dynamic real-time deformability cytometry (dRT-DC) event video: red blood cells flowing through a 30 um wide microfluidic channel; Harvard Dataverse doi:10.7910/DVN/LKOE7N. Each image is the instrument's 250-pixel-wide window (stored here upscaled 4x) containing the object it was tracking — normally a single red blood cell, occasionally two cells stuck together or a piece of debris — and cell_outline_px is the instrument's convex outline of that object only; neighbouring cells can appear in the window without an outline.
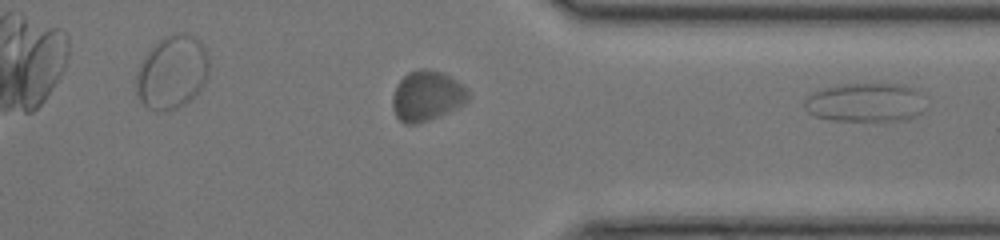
{"species": "common noctule bat (a hibernating species)", "species_latin": "Nyctalus noctula", "temperature_condition": "room temperature", "stored_images_in_passage": 26, "segment_of_instrument_passage": [2, 2], "camera_frame_rate_fps": 3000, "um_per_image_px": 0.085, "animal": {"sex": "female", "body_mass_g": 17.0, "forearm_length_mm": 48.0}, "frame": {"image": 1, "passage_image": 26, "time_ms": 8.333, "image_size_px": [1000, 240], "cell_outline_px": [[924, 92], [920, 112], [912, 116], [896, 120], [828, 120], [816, 116], [808, 112], [804, 108], [804, 100], [812, 92], [824, 88], [844, 84], [904, 84], [916, 88]], "centroid_in_image_um": [73.53, 8.68], "position_along_channel_um": 337.9, "area_um2": 27.28}}